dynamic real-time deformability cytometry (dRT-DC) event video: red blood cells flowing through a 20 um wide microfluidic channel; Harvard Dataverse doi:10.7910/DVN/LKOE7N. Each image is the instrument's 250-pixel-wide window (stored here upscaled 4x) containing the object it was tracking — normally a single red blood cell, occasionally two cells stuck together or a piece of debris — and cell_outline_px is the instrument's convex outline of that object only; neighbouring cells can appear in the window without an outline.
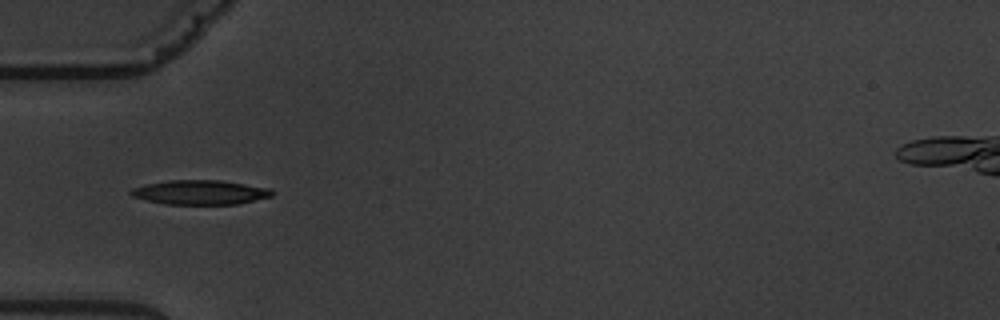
{"species": "common noctule bat (a hibernating species)", "species_latin": "Nyctalus noctula", "temperature_condition": "warm", "stored_images_in_passage": 9, "camera_frame_rate_fps": 3000, "um_per_image_px": 0.085, "animal": {"sex": "male", "body_mass_g": 19.5, "forearm_length_mm": 54.6}, "frame": {"image": 1, "passage_image": 4, "time_ms": 3.667, "image_size_px": [1000, 320], "cell_outline_px": [[276, 192], [272, 196], [236, 204], [164, 204], [132, 196], [128, 192], [132, 188], [144, 184], [168, 180], [220, 180], [272, 188]], "centroid_in_image_um": [17.03, 16.34], "position_along_channel_um": 68.0, "area_um2": 20.17}}
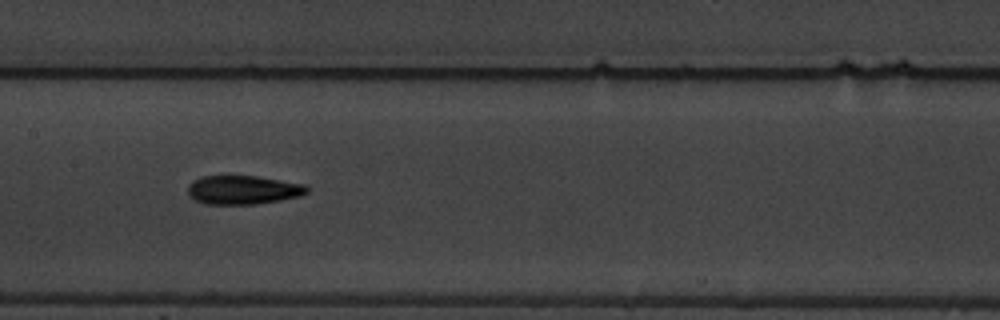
{"frame": {"image": 2, "passage_image": 7, "time_ms": 7.0, "image_size_px": [1000, 320], "cell_outline_px": [[308, 192], [300, 196], [280, 200], [256, 204], [204, 204], [188, 196], [188, 184], [192, 180], [204, 176], [256, 176], [308, 184]], "centroid_in_image_um": [20.67, 16.14], "position_along_channel_um": 186.7, "area_um2": 20.17}}
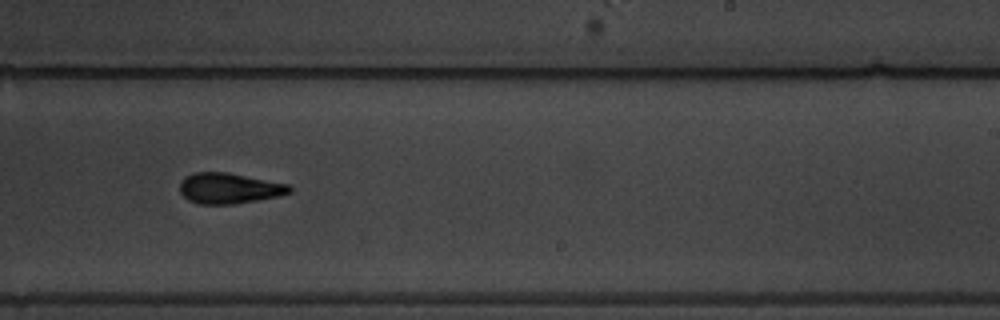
{"frame": {"image": 3, "passage_image": 9, "time_ms": 9.333, "image_size_px": [1000, 320], "cell_outline_px": [[292, 192], [280, 196], [232, 204], [200, 204], [188, 200], [180, 192], [180, 180], [184, 176], [196, 172], [228, 172], [288, 184], [292, 188]], "centroid_in_image_um": [19.46, 16.0], "position_along_channel_um": 269.5, "area_um2": 19.65}}